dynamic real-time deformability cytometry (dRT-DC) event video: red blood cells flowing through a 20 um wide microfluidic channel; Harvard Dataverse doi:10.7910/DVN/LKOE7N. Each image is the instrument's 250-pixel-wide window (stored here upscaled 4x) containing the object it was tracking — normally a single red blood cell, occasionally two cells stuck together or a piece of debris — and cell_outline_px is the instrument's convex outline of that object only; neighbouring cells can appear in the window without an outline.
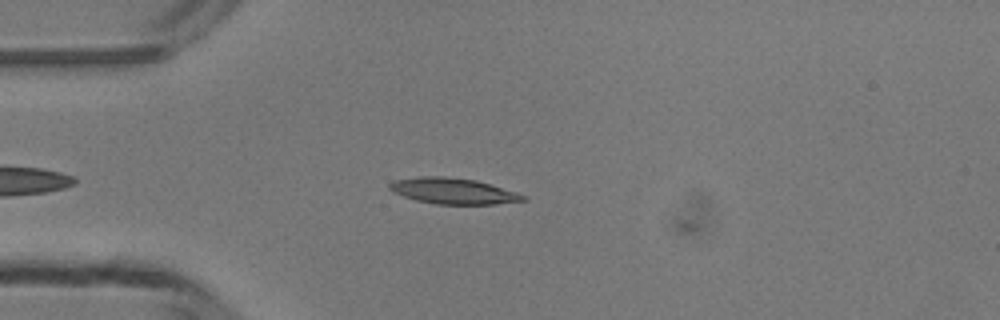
{"species": "common noctule bat (a hibernating species)", "species_latin": "Nyctalus noctula", "temperature_condition": "room temperature", "stored_images_in_passage": 3, "camera_frame_rate_fps": 3000, "um_per_image_px": 0.085, "animal": {"sex": "male", "body_mass_g": 13.3}, "frame": {"image": 1, "passage_image": 2, "time_ms": 0.333, "image_size_px": [1000, 320], "cell_outline_px": [[528, 200], [496, 204], [436, 204], [416, 200], [392, 192], [388, 188], [388, 184], [396, 180], [420, 176], [444, 176], [476, 180], [516, 192], [528, 196]], "centroid_in_image_um": [38.53, 16.24], "position_along_channel_um": 46.5, "area_um2": 20.17}}